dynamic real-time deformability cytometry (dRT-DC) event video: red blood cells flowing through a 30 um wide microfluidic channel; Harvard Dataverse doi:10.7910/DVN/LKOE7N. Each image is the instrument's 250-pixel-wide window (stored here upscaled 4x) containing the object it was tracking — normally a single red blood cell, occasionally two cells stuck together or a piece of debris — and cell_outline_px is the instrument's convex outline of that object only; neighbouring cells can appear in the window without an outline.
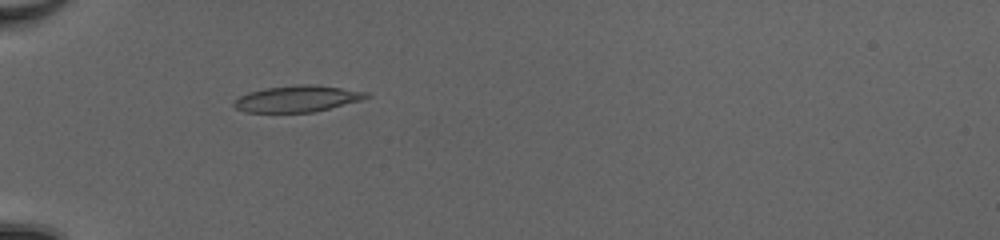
{"species": "common noctule bat (a hibernating species)", "species_latin": "Nyctalus noctula", "temperature_condition": "cold", "stored_images_in_passage": 33, "camera_frame_rate_fps": 3000, "um_per_image_px": 0.085, "animal": {"sex": "female", "body_mass_g": 20.0, "forearm_length_mm": 54.0}, "frame": {"image": 1, "passage_image": 19, "time_ms": 6.0, "image_size_px": [1000, 240], "cell_outline_px": [[372, 96], [360, 100], [312, 112], [244, 112], [236, 108], [232, 104], [240, 96], [248, 92], [264, 88], [296, 84], [316, 84], [368, 92]], "centroid_in_image_um": [25.26, 8.38], "position_along_channel_um": 59.7, "area_um2": 20.29}}
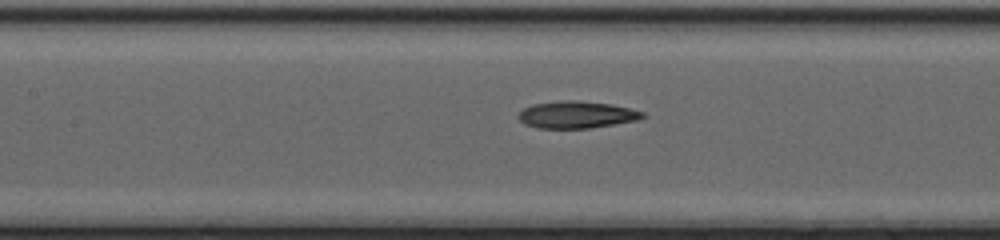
{"frame": {"image": 2, "passage_image": 27, "time_ms": 8.667, "image_size_px": [1000, 240], "cell_outline_px": [[648, 116], [636, 120], [592, 128], [536, 128], [524, 124], [516, 116], [524, 108], [532, 104], [560, 100], [576, 100], [612, 104], [644, 112]], "centroid_in_image_um": [48.99, 9.75], "position_along_channel_um": 158.4, "area_um2": 19.71}}
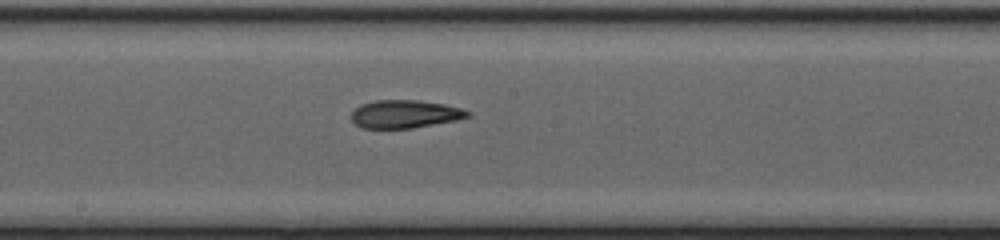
{"frame": {"image": 3, "passage_image": 31, "time_ms": 10.0, "image_size_px": [1000, 240], "cell_outline_px": [[472, 116], [456, 120], [412, 128], [360, 128], [352, 120], [352, 112], [360, 104], [376, 100], [420, 100], [444, 104], [460, 108], [472, 112]], "centroid_in_image_um": [34.43, 9.69], "position_along_channel_um": 213.8, "area_um2": 19.02}}